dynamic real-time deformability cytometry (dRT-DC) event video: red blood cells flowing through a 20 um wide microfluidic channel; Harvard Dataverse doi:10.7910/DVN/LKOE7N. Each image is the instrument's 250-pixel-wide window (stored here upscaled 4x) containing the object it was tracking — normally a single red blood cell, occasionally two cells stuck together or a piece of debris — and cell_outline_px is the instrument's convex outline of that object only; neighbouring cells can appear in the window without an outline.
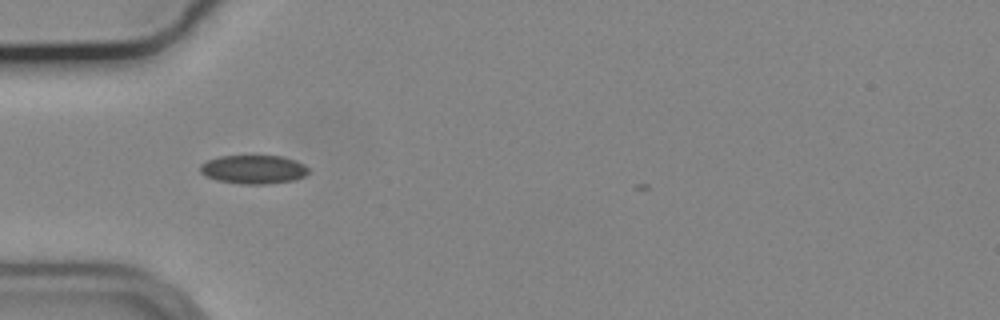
{"species": "common noctule bat (a hibernating species)", "species_latin": "Nyctalus noctula", "temperature_condition": "cold", "stored_images_in_passage": 5, "camera_frame_rate_fps": 3000, "um_per_image_px": 0.085, "animal": {"sex": "male", "body_mass_g": 19.2, "forearm_length_mm": 51.8}, "frame": {"image": 1, "passage_image": 1, "time_ms": 0.0, "image_size_px": [1000, 320], "cell_outline_px": [[308, 172], [304, 176], [292, 180], [264, 184], [240, 184], [216, 180], [204, 176], [200, 172], [200, 164], [208, 160], [220, 156], [284, 156], [304, 164], [308, 168]], "centroid_in_image_um": [21.51, 14.4], "position_along_channel_um": 63.5, "area_um2": 18.09}}
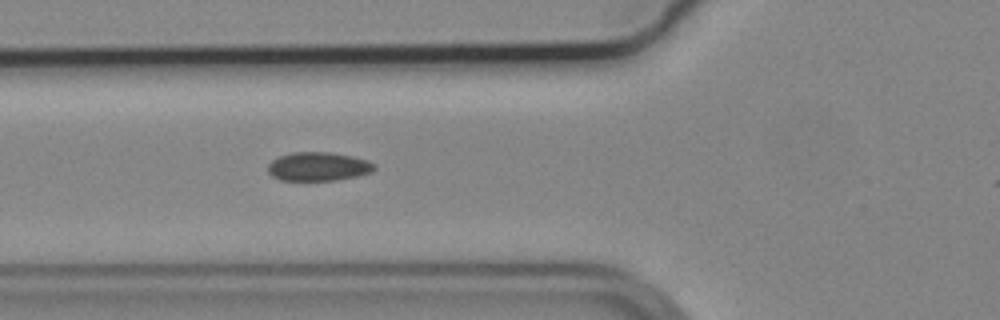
{"frame": {"image": 2, "passage_image": 4, "time_ms": 1.0, "image_size_px": [1000, 320], "cell_outline_px": [[376, 168], [372, 172], [356, 176], [336, 180], [280, 180], [272, 176], [268, 172], [268, 164], [272, 160], [280, 156], [292, 152], [332, 152], [352, 156], [368, 160], [376, 164]], "centroid_in_image_um": [27.07, 14.15], "position_along_channel_um": 98.7, "area_um2": 17.92}}